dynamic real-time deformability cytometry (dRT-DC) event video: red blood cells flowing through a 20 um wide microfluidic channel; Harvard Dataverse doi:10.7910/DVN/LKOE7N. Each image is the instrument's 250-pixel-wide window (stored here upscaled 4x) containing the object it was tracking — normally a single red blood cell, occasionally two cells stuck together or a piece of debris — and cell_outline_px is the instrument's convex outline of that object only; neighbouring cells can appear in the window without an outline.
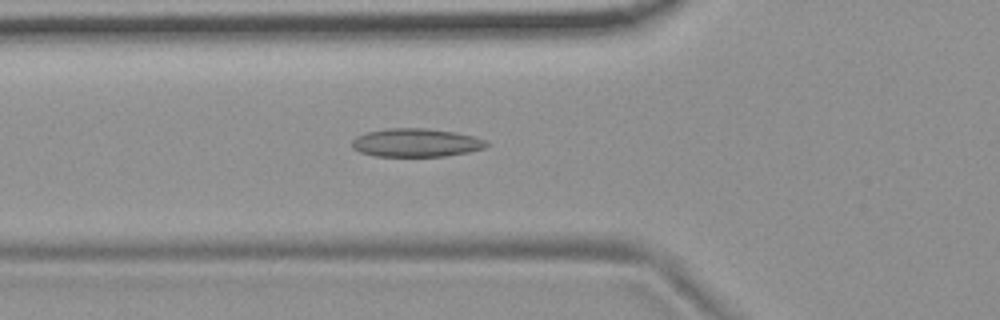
{"species": "common noctule bat (a hibernating species)", "species_latin": "Nyctalus noctula", "temperature_condition": "room temperature", "stored_images_in_passage": 54, "camera_frame_rate_fps": 3000, "um_per_image_px": 0.085, "animal": {"sex": "female", "body_mass_g": 19.9}, "frame": {"image": 1, "passage_image": 19, "time_ms": 6.0, "image_size_px": [1000, 320], "cell_outline_px": [[492, 144], [484, 148], [468, 152], [444, 156], [376, 156], [360, 152], [352, 148], [352, 140], [356, 136], [368, 132], [384, 128], [424, 128], [456, 132], [488, 140]], "centroid_in_image_um": [35.39, 12.12], "position_along_channel_um": 90.4, "area_um2": 22.37}}
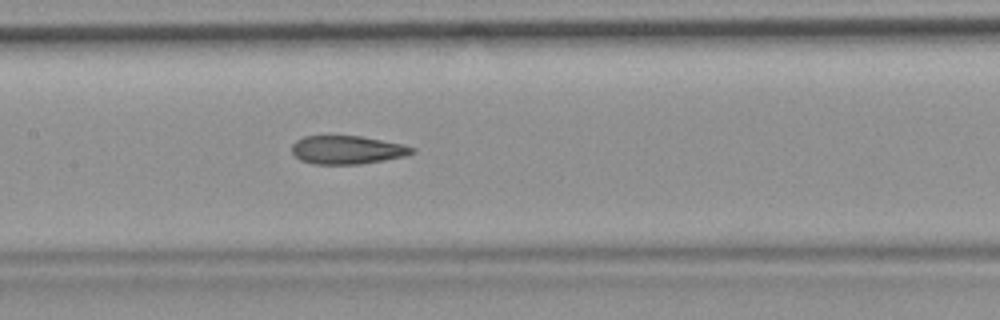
{"frame": {"image": 2, "passage_image": 26, "time_ms": 8.333, "image_size_px": [1000, 320], "cell_outline_px": [[416, 152], [408, 156], [360, 164], [312, 164], [300, 160], [292, 152], [292, 144], [296, 140], [304, 136], [360, 136], [404, 144], [416, 148]], "centroid_in_image_um": [29.55, 12.74], "position_along_channel_um": 177.9, "area_um2": 20.06}}
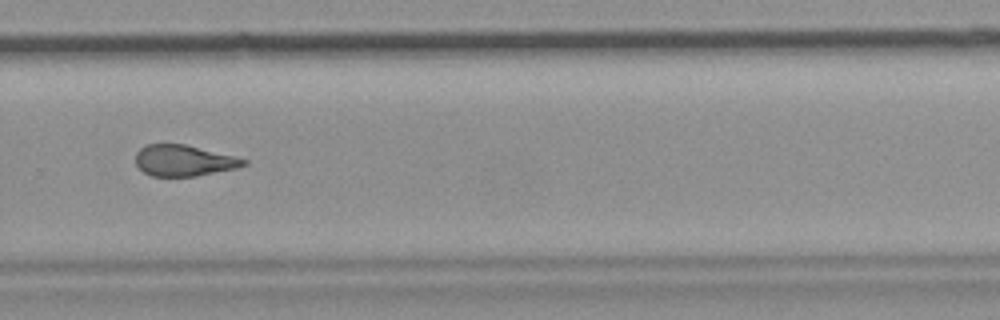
{"frame": {"image": 3, "passage_image": 37, "time_ms": 12.0, "image_size_px": [1000, 320], "cell_outline_px": [[248, 164], [236, 168], [196, 176], [152, 176], [144, 172], [136, 164], [136, 152], [140, 148], [148, 144], [184, 144], [236, 156], [248, 160]], "centroid_in_image_um": [15.64, 13.64], "position_along_channel_um": 314.2, "area_um2": 19.54}, "authors_computed_cell_mechanics": {"area_um2": 21.0103, "velocity_mm_per_s": 3.7332, "shape_relaxation_time_tau1_ms": null, "shape_relaxation_time_tau2_ms": 2.6967, "deformation_change_tau1": null, "deformation_change_tau2": 0.1132}}